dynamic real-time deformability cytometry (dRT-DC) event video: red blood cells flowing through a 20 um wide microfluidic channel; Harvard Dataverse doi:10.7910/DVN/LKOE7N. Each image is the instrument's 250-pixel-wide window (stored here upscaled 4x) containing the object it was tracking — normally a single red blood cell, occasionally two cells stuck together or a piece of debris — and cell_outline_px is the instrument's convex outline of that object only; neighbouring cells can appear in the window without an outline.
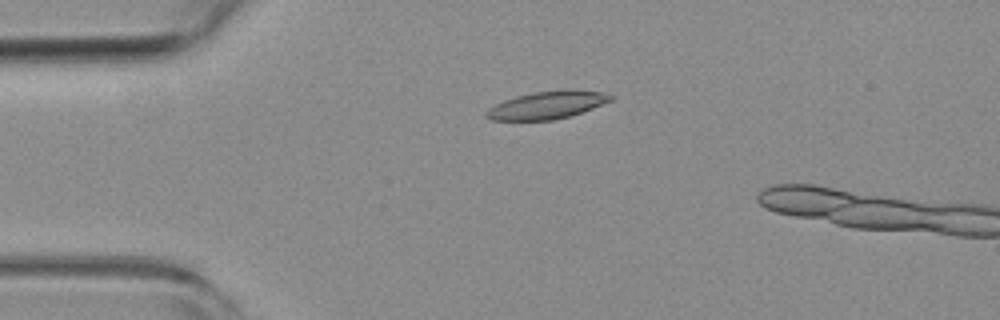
{"species": "common noctule bat (a hibernating species)", "species_latin": "Nyctalus noctula", "temperature_condition": "room temperature", "stored_images_in_passage": 18, "camera_frame_rate_fps": 3000, "um_per_image_px": 0.085, "animal": {"sex": "female", "body_mass_g": 19.3, "forearm_length_mm": 54.1}, "frame": {"image": 1, "passage_image": 1, "time_ms": 0.0, "image_size_px": [1000, 320], "cell_outline_px": [[616, 96], [612, 100], [572, 116], [552, 120], [492, 120], [484, 116], [484, 112], [488, 108], [504, 100], [516, 96], [536, 92], [568, 88], [572, 88], [604, 92]], "centroid_in_image_um": [46.54, 8.91], "position_along_channel_um": 38.5, "area_um2": 20.35}}
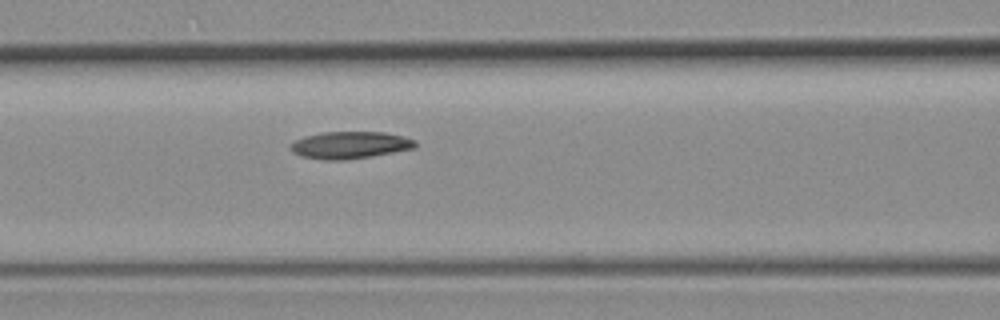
{"frame": {"image": 2, "passage_image": 11, "time_ms": 3.333, "image_size_px": [1000, 320], "cell_outline_px": [[416, 148], [372, 156], [344, 160], [324, 160], [300, 156], [292, 152], [288, 148], [288, 144], [304, 136], [324, 132], [384, 132], [404, 136], [416, 140]], "centroid_in_image_um": [29.72, 12.33], "position_along_channel_um": 136.9, "area_um2": 19.94}}
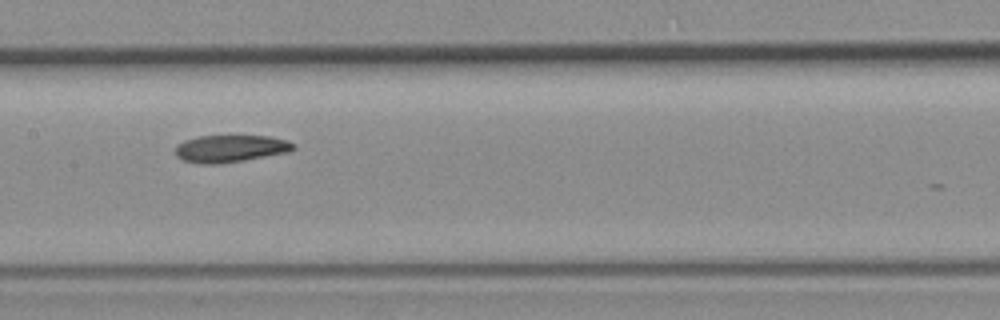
{"frame": {"image": 3, "passage_image": 15, "time_ms": 4.667, "image_size_px": [1000, 320], "cell_outline_px": [[296, 148], [288, 152], [244, 160], [220, 164], [200, 164], [184, 160], [176, 156], [176, 144], [184, 140], [196, 136], [268, 136], [288, 140], [296, 144]], "centroid_in_image_um": [19.58, 12.62], "position_along_channel_um": 187.8, "area_um2": 18.84}}